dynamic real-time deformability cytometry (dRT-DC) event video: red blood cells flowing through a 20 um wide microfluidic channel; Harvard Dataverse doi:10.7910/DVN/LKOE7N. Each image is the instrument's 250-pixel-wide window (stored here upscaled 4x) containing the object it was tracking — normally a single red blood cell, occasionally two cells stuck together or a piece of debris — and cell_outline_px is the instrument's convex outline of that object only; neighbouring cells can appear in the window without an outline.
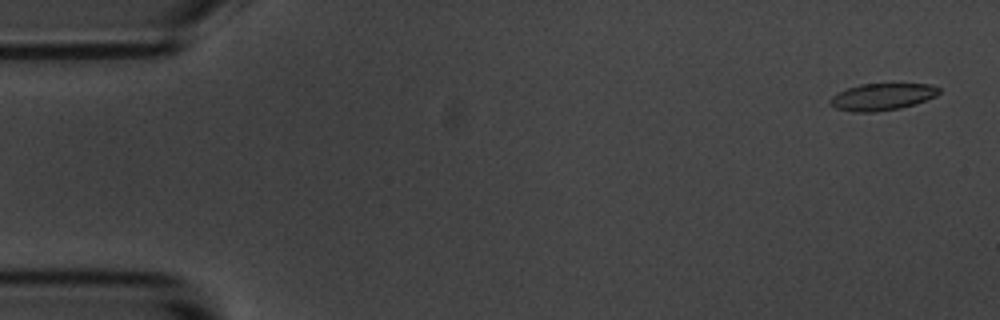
{"species": "common noctule bat (a hibernating species)", "species_latin": "Nyctalus noctula", "temperature_condition": "room temperature", "stored_images_in_passage": 56, "camera_frame_rate_fps": 3000, "um_per_image_px": 0.085, "animal": {"sex": "male", "body_mass_g": 20.1, "forearm_length_mm": 53.5}, "frame": {"image": 1, "passage_image": 1, "time_ms": 0.0, "image_size_px": [1000, 320], "cell_outline_px": [[940, 92], [936, 96], [916, 104], [900, 108], [872, 112], [856, 112], [836, 108], [828, 100], [832, 96], [848, 88], [860, 84], [928, 84], [940, 88]], "centroid_in_image_um": [75.01, 8.23], "position_along_channel_um": 10.0, "area_um2": 16.88}}
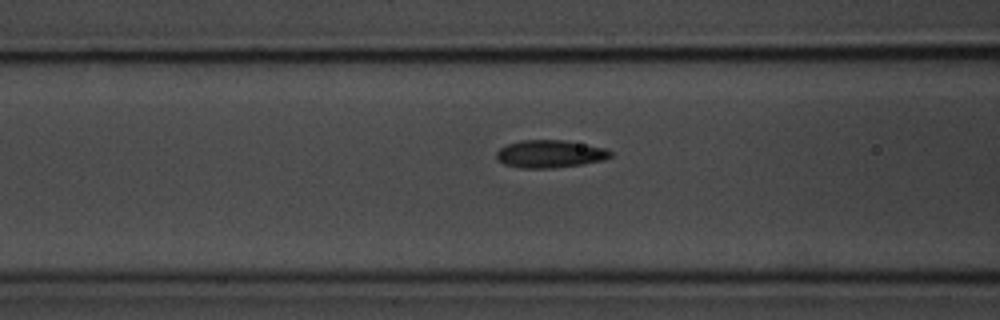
{"frame": {"image": 2, "passage_image": 21, "time_ms": 6.667, "image_size_px": [1000, 320], "cell_outline_px": [[612, 156], [604, 160], [580, 164], [552, 168], [520, 168], [504, 164], [496, 160], [496, 152], [500, 148], [508, 144], [520, 140], [564, 140], [604, 148], [612, 152]], "centroid_in_image_um": [46.71, 13.08], "position_along_channel_um": 119.9, "area_um2": 18.32}}
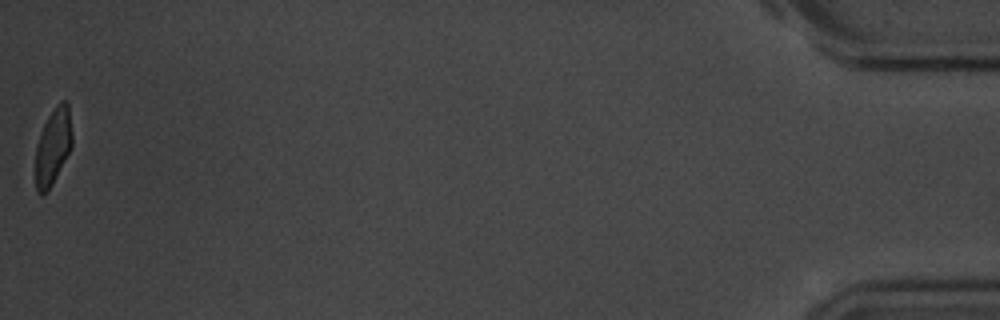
{"frame": {"image": 3, "passage_image": 56, "time_ms": 18.333, "image_size_px": [1000, 320], "cell_outline_px": [[72, 148], [48, 192], [40, 196], [36, 192], [36, 148], [44, 124], [48, 116], [56, 104], [60, 100], [68, 100], [72, 132]], "centroid_in_image_um": [4.53, 12.45], "position_along_channel_um": 430.7, "area_um2": 16.53}, "authors_computed_cell_mechanics": {"area_um2": 17.8024, "velocity_mm_per_s": 3.502, "shape_relaxation_time_tau1_ms": 3.4333, "shape_relaxation_time_tau2_ms": 1.3743, "deformation_change_tau1": 0.1423, "deformation_change_tau2": 0.0741}}